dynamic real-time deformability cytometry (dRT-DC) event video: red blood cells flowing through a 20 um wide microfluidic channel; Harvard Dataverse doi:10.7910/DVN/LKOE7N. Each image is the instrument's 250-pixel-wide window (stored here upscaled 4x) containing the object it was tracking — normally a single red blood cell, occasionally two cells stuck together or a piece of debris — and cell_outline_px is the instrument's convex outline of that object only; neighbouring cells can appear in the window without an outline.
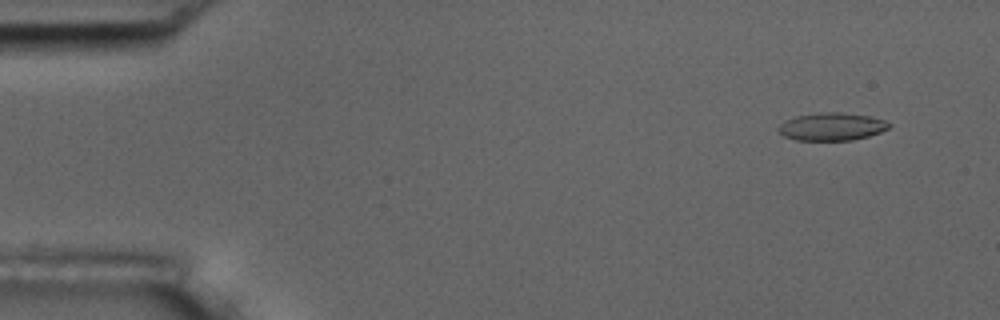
{"species": "common noctule bat (a hibernating species)", "species_latin": "Nyctalus noctula", "temperature_condition": "room temperature", "stored_images_in_passage": 7, "camera_frame_rate_fps": 3000, "um_per_image_px": 0.085, "animal": {"sex": "male", "body_mass_g": 17.5, "forearm_length_mm": 52.3}, "frame": {"image": 1, "passage_image": 2, "time_ms": 1.333, "image_size_px": [1000, 320], "cell_outline_px": [[892, 124], [888, 128], [880, 132], [868, 136], [852, 140], [796, 140], [784, 136], [776, 128], [784, 120], [796, 116], [816, 112], [840, 112], [868, 116], [884, 120]], "centroid_in_image_um": [70.67, 10.75], "position_along_channel_um": 14.3, "area_um2": 17.92}}
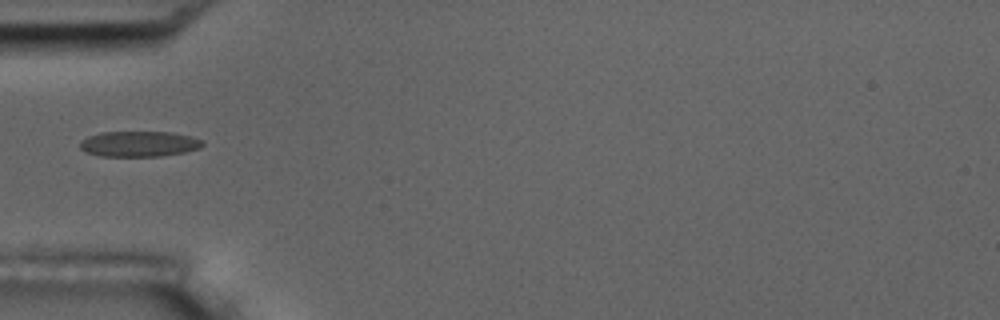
{"frame": {"image": 2, "passage_image": 6, "time_ms": 6.0, "image_size_px": [1000, 320], "cell_outline_px": [[204, 144], [200, 148], [184, 152], [160, 156], [100, 156], [84, 152], [80, 148], [80, 140], [88, 136], [100, 132], [172, 132], [192, 136], [204, 140]], "centroid_in_image_um": [11.82, 12.23], "position_along_channel_um": 73.2, "area_um2": 18.44}}